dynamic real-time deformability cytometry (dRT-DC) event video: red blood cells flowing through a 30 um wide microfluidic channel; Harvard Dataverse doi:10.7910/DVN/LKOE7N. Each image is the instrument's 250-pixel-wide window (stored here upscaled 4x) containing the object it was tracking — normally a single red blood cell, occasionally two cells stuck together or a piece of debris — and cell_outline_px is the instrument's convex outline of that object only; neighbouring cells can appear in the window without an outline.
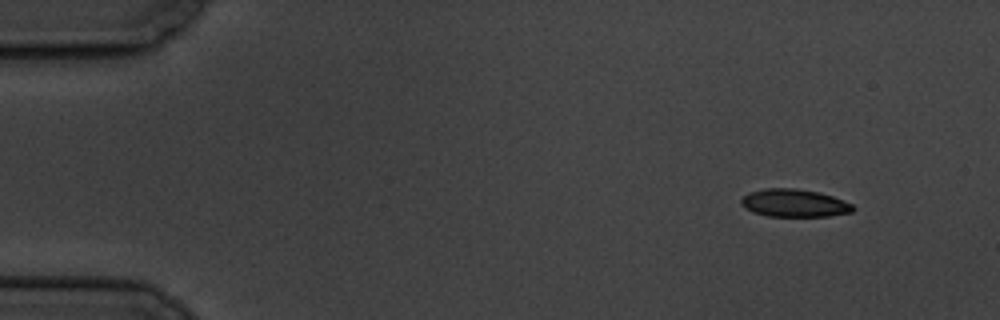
{"species": "common noctule bat (a hibernating species)", "species_latin": "Nyctalus noctula", "temperature_condition": "cold", "stored_images_in_passage": 9, "camera_frame_rate_fps": 3000, "um_per_image_px": 0.085, "animal": {"sex": "male", "body_mass_g": 19.5, "forearm_length_mm": 54.6}, "frame": {"image": 1, "passage_image": 1, "time_ms": 0.0, "image_size_px": [1000, 320], "cell_outline_px": [[856, 208], [852, 212], [828, 216], [768, 216], [752, 212], [744, 208], [740, 204], [740, 200], [748, 192], [764, 188], [796, 188], [820, 192], [832, 196], [852, 204]], "centroid_in_image_um": [67.48, 17.25], "position_along_channel_um": 17.5, "area_um2": 18.26}}
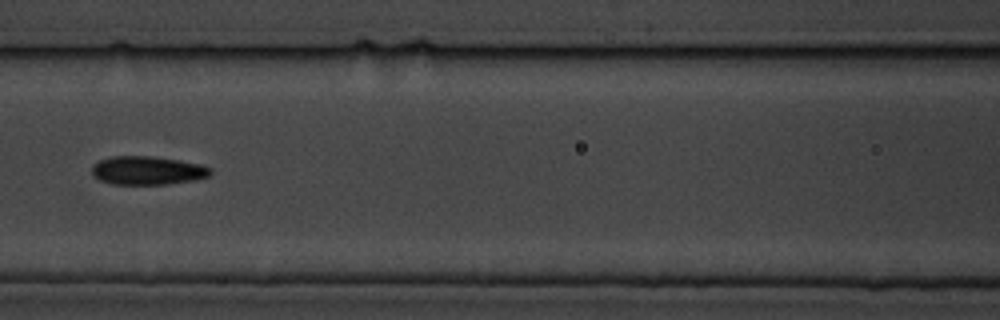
{"frame": {"image": 2, "passage_image": 7, "time_ms": 7.0, "image_size_px": [1000, 320], "cell_outline_px": [[212, 172], [208, 176], [196, 180], [168, 184], [112, 184], [100, 180], [92, 176], [92, 164], [100, 160], [112, 156], [152, 156], [180, 160], [200, 164], [212, 168]], "centroid_in_image_um": [12.54, 14.49], "position_along_channel_um": 154.1, "area_um2": 19.88}}
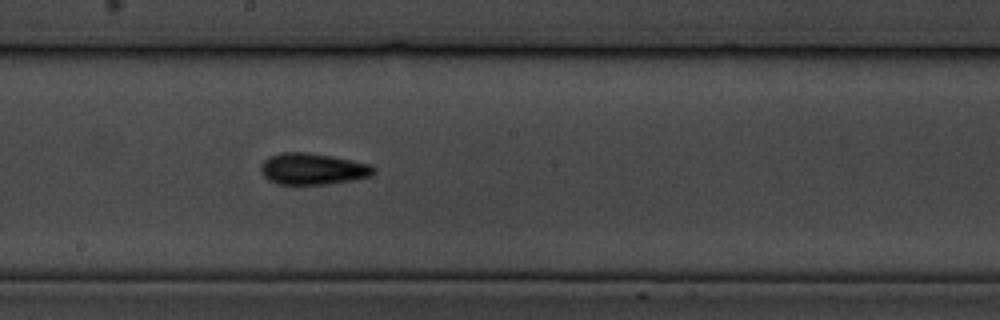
{"frame": {"image": 3, "passage_image": 9, "time_ms": 9.0, "image_size_px": [1000, 320], "cell_outline_px": [[376, 172], [372, 176], [352, 180], [328, 184], [276, 184], [268, 180], [260, 172], [260, 164], [268, 156], [280, 152], [304, 152], [332, 156], [368, 164], [376, 168]], "centroid_in_image_um": [26.54, 14.36], "position_along_channel_um": 221.7, "area_um2": 20.81}}